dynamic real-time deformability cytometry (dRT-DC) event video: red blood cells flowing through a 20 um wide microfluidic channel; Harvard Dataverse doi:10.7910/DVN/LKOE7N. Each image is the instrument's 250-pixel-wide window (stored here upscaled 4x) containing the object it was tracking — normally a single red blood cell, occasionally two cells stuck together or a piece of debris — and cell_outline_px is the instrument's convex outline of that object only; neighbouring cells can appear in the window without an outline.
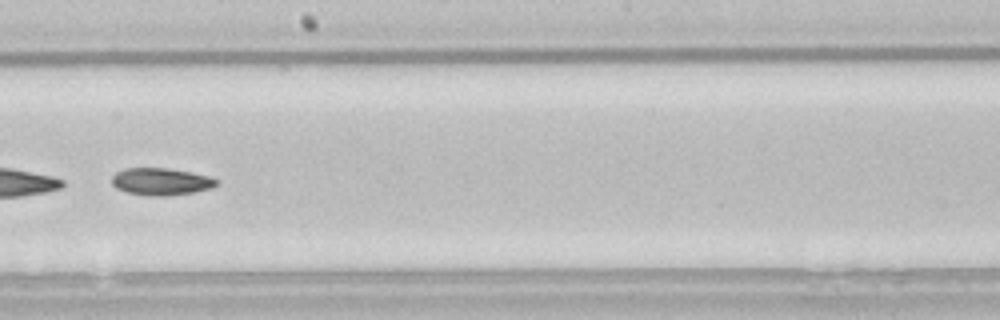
{"species": "common noctule bat (a hibernating species)", "species_latin": "Nyctalus noctula", "temperature_condition": "room temperature", "stored_images_in_passage": 52, "segment_of_instrument_passage": [2, 2], "camera_frame_rate_fps": 3000, "um_per_image_px": 0.085, "animal": {"sex": "male", "body_mass_g": 21.5, "forearm_length_mm": 52.0}, "frame": {"image": 1, "passage_image": 30, "time_ms": 9.667, "image_size_px": [1000, 320], "cell_outline_px": [[220, 184], [212, 188], [192, 192], [168, 196], [152, 196], [128, 192], [116, 188], [112, 184], [112, 176], [116, 172], [124, 168], [168, 168], [192, 172], [208, 176], [220, 180]], "centroid_in_image_um": [13.72, 15.43], "position_along_channel_um": 234.5, "area_um2": 16.7}}